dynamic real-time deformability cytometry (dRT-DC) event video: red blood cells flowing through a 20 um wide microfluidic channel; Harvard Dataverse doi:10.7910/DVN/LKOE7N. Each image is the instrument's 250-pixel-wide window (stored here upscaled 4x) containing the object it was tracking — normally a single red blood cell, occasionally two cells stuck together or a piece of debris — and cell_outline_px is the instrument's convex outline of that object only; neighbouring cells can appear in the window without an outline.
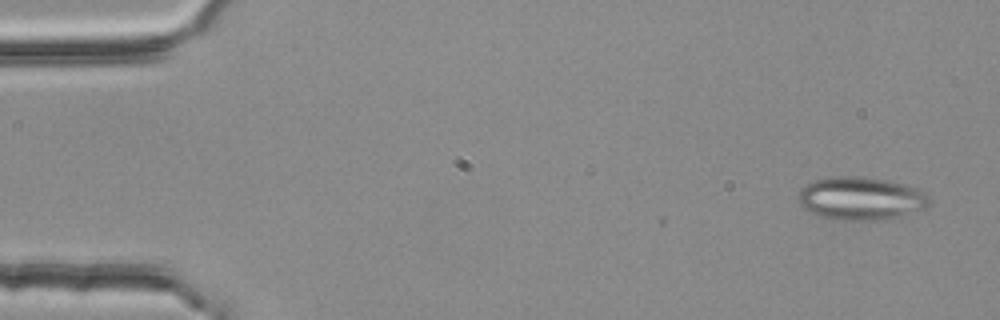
{"species": "common noctule bat (a hibernating species)", "species_latin": "Nyctalus noctula", "temperature_condition": "room temperature", "stored_images_in_passage": 3, "camera_frame_rate_fps": 3000, "um_per_image_px": 0.085, "animal": {"sex": "female", "body_mass_g": 25.1}, "frame": {"image": 1, "passage_image": 1, "time_ms": 0.0, "image_size_px": [1000, 320], "cell_outline_px": [[932, 200], [924, 208], [888, 220], [832, 220], [816, 216], [800, 204], [800, 188], [816, 180], [832, 176], [852, 176], [888, 180], [904, 184], [916, 188], [924, 192]], "centroid_in_image_um": [73.18, 16.88], "position_along_channel_um": 11.8, "area_um2": 32.89}}